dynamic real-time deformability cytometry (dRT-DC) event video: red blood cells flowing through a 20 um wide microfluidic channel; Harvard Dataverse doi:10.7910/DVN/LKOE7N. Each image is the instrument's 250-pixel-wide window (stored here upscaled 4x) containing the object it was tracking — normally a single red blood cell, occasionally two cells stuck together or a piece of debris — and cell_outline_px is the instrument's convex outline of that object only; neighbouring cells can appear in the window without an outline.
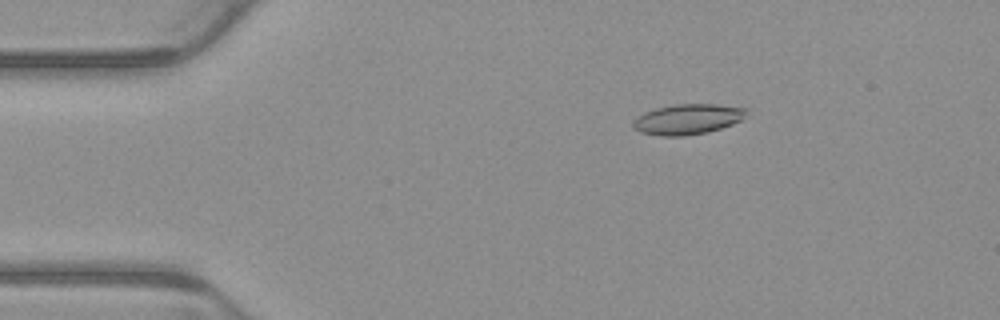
{"species": "common noctule bat (a hibernating species)", "species_latin": "Nyctalus noctula", "temperature_condition": "warm", "stored_images_in_passage": 5, "camera_frame_rate_fps": 3000, "um_per_image_px": 0.085, "animal": {"sex": "male", "body_mass_g": 23.1, "forearm_length_mm": 52.7}, "frame": {"image": 1, "passage_image": 3, "time_ms": 0.667, "image_size_px": [1000, 320], "cell_outline_px": [[748, 108], [744, 116], [740, 120], [732, 124], [708, 132], [684, 136], [660, 136], [640, 132], [632, 128], [632, 124], [644, 112], [656, 108], [676, 104], [716, 104]], "centroid_in_image_um": [58.44, 10.13], "position_along_channel_um": 26.6, "area_um2": 19.94}}
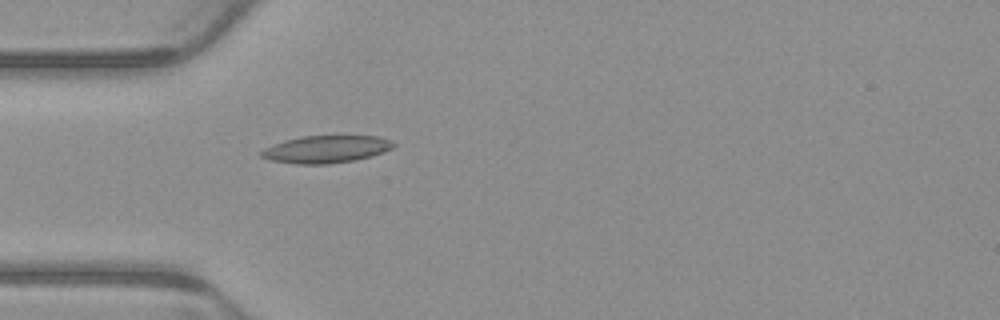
{"frame": {"image": 2, "passage_image": 5, "time_ms": 1.333, "image_size_px": [1000, 320], "cell_outline_px": [[396, 144], [392, 148], [384, 152], [372, 156], [356, 160], [328, 164], [296, 164], [268, 160], [260, 156], [260, 152], [264, 148], [284, 140], [300, 136], [344, 132], [380, 136]], "centroid_in_image_um": [27.76, 12.62], "position_along_channel_um": 57.2, "area_um2": 22.37}}